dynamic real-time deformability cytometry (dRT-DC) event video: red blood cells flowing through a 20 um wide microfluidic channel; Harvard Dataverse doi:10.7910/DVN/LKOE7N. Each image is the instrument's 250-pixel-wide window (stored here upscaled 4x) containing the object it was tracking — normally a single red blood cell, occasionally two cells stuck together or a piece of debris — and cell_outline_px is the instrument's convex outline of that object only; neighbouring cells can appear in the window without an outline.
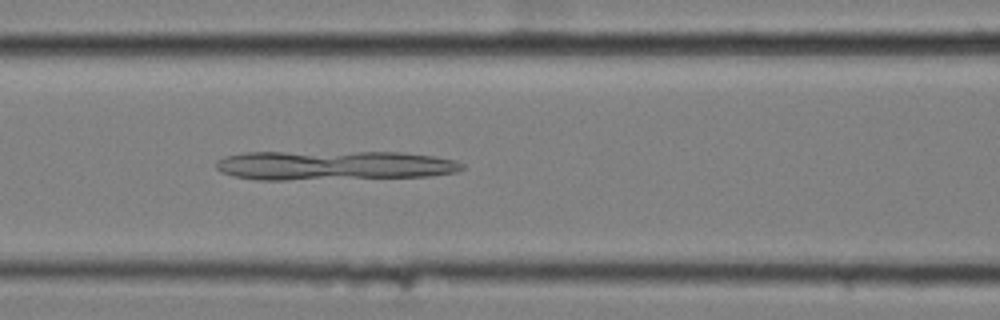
{"species": "common noctule bat (a hibernating species)", "species_latin": "Nyctalus noctula", "temperature_condition": "cold", "stored_images_in_passage": 5, "camera_frame_rate_fps": 3000, "um_per_image_px": 0.085, "animal": {"sex": "female", "body_mass_g": 25.1}, "frame": {"image": 1, "passage_image": 5, "time_ms": 1.333, "image_size_px": [1000, 320], "cell_outline_px": [[464, 168], [456, 172], [432, 176], [288, 180], [260, 180], [232, 176], [220, 172], [216, 168], [216, 160], [224, 156], [244, 152], [404, 152], [432, 156], [456, 160], [464, 164]], "centroid_in_image_um": [28.35, 14.06], "position_along_channel_um": 138.2, "area_um2": 42.6}}